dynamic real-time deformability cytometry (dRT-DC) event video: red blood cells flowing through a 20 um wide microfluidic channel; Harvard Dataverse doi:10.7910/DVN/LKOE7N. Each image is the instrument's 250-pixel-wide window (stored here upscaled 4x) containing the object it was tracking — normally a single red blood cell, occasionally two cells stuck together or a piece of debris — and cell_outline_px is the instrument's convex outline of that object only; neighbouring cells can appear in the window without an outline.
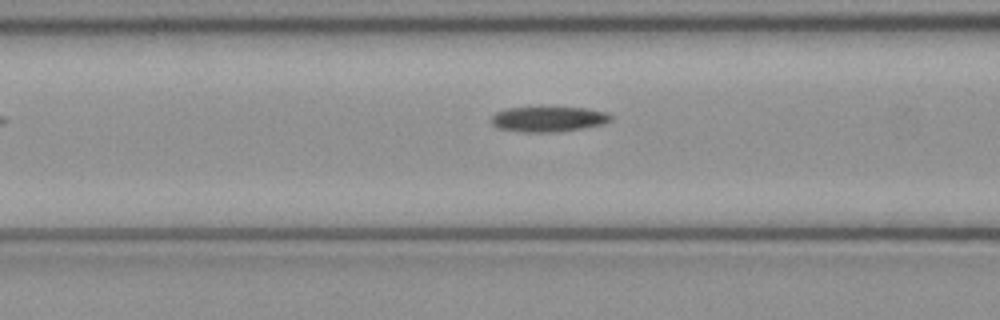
{"species": "common noctule bat (a hibernating species)", "species_latin": "Nyctalus noctula", "temperature_condition": "cold", "stored_images_in_passage": 6, "camera_frame_rate_fps": 3000, "um_per_image_px": 0.085, "animal": {"sex": "female", "body_mass_g": 21.9}, "frame": {"image": 1, "passage_image": 6, "time_ms": 1.667, "image_size_px": [1000, 320], "cell_outline_px": [[612, 120], [604, 124], [584, 128], [556, 132], [524, 132], [500, 128], [492, 124], [488, 120], [496, 112], [508, 108], [588, 108], [608, 112], [612, 116]], "centroid_in_image_um": [46.65, 10.13], "position_along_channel_um": 120.0, "area_um2": 17.57}}